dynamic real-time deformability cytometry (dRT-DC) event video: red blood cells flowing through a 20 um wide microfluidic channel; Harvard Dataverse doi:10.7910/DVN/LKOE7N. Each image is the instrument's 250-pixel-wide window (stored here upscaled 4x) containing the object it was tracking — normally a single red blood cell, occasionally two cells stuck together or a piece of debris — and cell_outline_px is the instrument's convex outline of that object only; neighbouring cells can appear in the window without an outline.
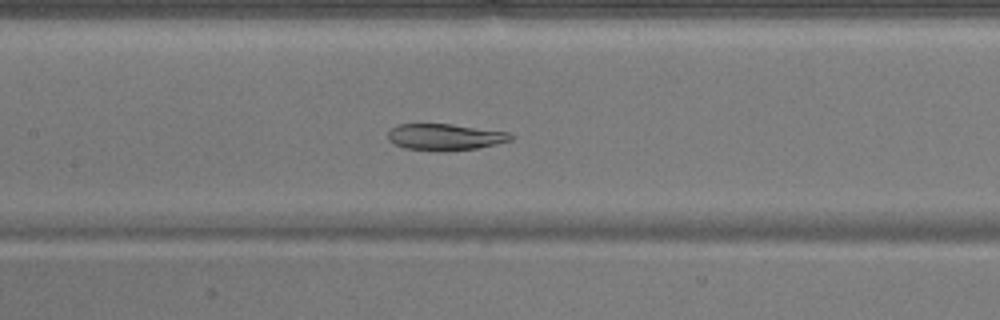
{"species": "common noctule bat (a hibernating species)", "species_latin": "Nyctalus noctula", "temperature_condition": "warm", "stored_images_in_passage": 50, "camera_frame_rate_fps": 3000, "um_per_image_px": 0.085, "animal": {"sex": "male", "body_mass_g": 17.9}, "frame": {"image": 1, "passage_image": 23, "time_ms": 7.333, "image_size_px": [1000, 320], "cell_outline_px": [[516, 136], [512, 140], [476, 148], [404, 148], [388, 140], [388, 132], [396, 124], [452, 124], [508, 132]], "centroid_in_image_um": [37.84, 11.58], "position_along_channel_um": 169.6, "area_um2": 17.98}}
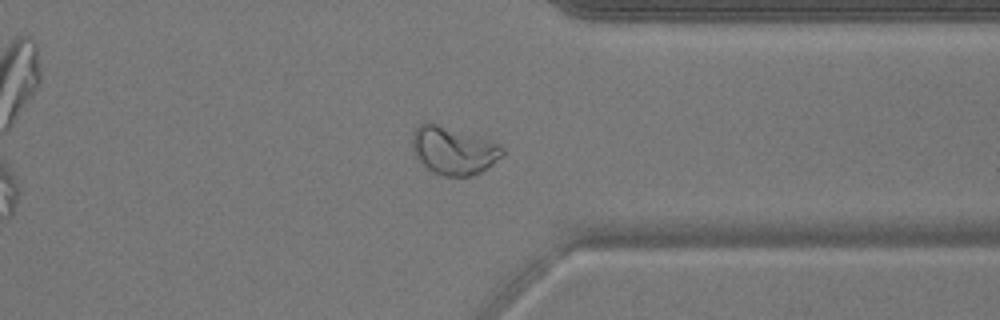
{"frame": {"image": 2, "passage_image": 39, "time_ms": 12.667, "image_size_px": [1000, 320], "cell_outline_px": [[504, 156], [488, 168], [480, 172], [468, 176], [444, 176], [432, 172], [416, 156], [412, 148], [412, 132], [424, 120], [500, 144], [504, 148]], "centroid_in_image_um": [38.55, 12.8], "position_along_channel_um": 372.9, "area_um2": 24.97}}
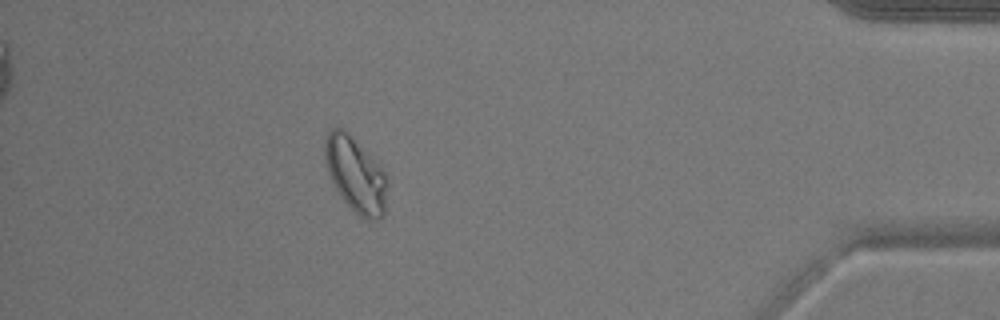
{"frame": {"image": 3, "passage_image": 45, "time_ms": 14.667, "image_size_px": [1000, 320], "cell_outline_px": [[388, 184], [384, 216], [380, 220], [364, 220], [344, 200], [336, 188], [328, 172], [324, 160], [324, 140], [328, 132], [332, 128], [344, 128], [356, 140], [384, 172]], "centroid_in_image_um": [30.23, 14.85], "position_along_channel_um": 405.0, "area_um2": 27.17}}